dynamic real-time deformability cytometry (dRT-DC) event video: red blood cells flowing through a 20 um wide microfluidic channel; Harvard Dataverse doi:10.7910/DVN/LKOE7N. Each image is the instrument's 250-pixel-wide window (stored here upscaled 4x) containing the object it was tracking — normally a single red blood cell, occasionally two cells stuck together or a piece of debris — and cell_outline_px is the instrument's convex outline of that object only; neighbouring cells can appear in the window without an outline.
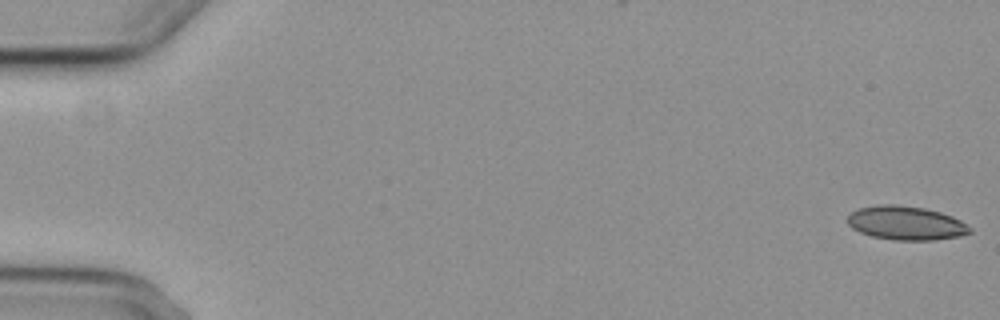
{"species": "common noctule bat (a hibernating species)", "species_latin": "Nyctalus noctula", "temperature_condition": "cold", "stored_images_in_passage": 5, "camera_frame_rate_fps": 3000, "um_per_image_px": 0.085, "animal": {"sex": "female", "body_mass_g": 29.2, "forearm_length_mm": 56.3}, "frame": {"image": 1, "passage_image": 1, "time_ms": 0.0, "image_size_px": [1000, 320], "cell_outline_px": [[972, 232], [960, 236], [932, 240], [892, 240], [872, 236], [860, 232], [852, 228], [848, 224], [848, 216], [852, 212], [860, 208], [880, 204], [896, 204], [924, 208], [940, 212], [952, 216], [960, 220], [972, 228]], "centroid_in_image_um": [77.02, 18.96], "position_along_channel_um": 8.0, "area_um2": 24.1}}